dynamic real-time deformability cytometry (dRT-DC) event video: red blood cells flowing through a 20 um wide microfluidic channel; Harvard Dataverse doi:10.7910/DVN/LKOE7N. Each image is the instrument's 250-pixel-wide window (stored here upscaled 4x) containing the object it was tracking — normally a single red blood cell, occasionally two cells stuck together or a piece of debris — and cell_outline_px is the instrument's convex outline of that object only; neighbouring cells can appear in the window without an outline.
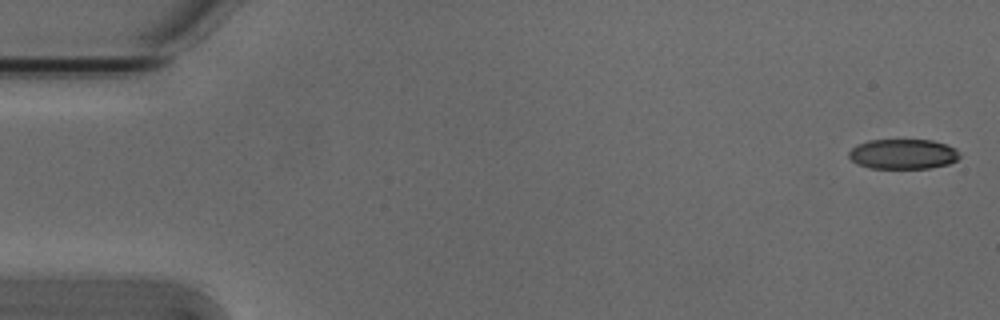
{"species": "Egyptian fruit bat (a non-hibernating species)", "species_latin": "Rousettus aegyptiacus", "temperature_condition": "cold", "stored_images_in_passage": 4, "camera_frame_rate_fps": 3000, "um_per_image_px": 0.085, "animal": {"sex": "male"}, "frame": {"image": 1, "passage_image": 1, "time_ms": 0.0, "image_size_px": [1000, 320], "cell_outline_px": [[960, 156], [956, 160], [948, 164], [928, 168], [872, 168], [856, 164], [848, 156], [848, 152], [856, 144], [868, 140], [932, 140], [956, 148]], "centroid_in_image_um": [76.72, 13.09], "position_along_channel_um": 8.3, "area_um2": 19.36}}
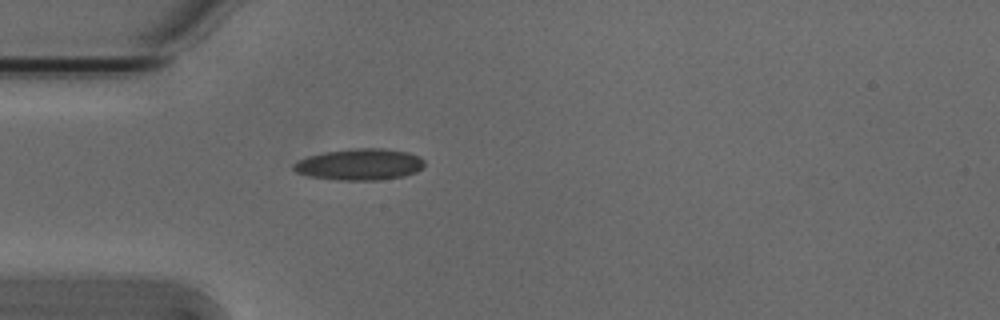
{"frame": {"image": 2, "passage_image": 4, "time_ms": 1.0, "image_size_px": [1000, 320], "cell_outline_px": [[424, 164], [416, 172], [404, 176], [380, 180], [336, 180], [308, 176], [296, 172], [292, 168], [292, 164], [296, 160], [308, 156], [324, 152], [356, 148], [384, 148], [408, 152], [420, 156], [424, 160]], "centroid_in_image_um": [30.55, 13.97], "position_along_channel_um": 54.5, "area_um2": 24.16}}